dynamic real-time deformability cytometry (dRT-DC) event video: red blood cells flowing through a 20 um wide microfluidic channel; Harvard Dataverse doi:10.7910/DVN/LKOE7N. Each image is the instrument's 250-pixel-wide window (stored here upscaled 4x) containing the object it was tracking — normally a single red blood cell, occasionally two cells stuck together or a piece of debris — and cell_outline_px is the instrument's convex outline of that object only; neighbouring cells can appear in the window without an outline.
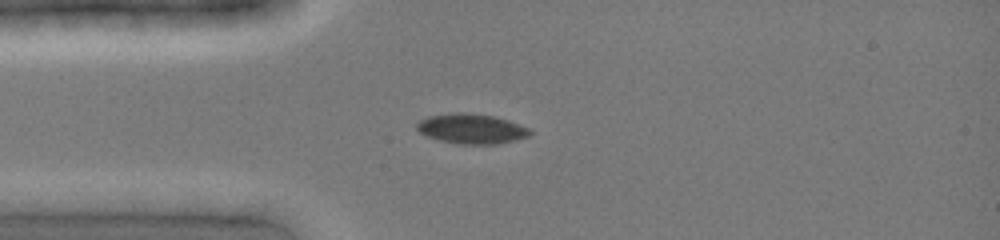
{"species": "common noctule bat (a hibernating species)", "species_latin": "Nyctalus noctula", "temperature_condition": "cold", "stored_images_in_passage": 3, "camera_frame_rate_fps": 3000, "um_per_image_px": 0.085, "animal": {"sex": "female", "body_mass_g": 19.0, "forearm_length_mm": 51.5}, "frame": {"image": 1, "passage_image": 1, "time_ms": 0.0, "image_size_px": [1000, 240], "cell_outline_px": [[532, 132], [528, 136], [516, 140], [496, 144], [460, 144], [440, 140], [428, 136], [420, 132], [416, 128], [416, 124], [420, 120], [428, 116], [452, 112], [464, 112], [496, 116], [508, 120], [528, 128]], "centroid_in_image_um": [40.07, 10.93], "position_along_channel_um": 44.9, "area_um2": 19.71}}